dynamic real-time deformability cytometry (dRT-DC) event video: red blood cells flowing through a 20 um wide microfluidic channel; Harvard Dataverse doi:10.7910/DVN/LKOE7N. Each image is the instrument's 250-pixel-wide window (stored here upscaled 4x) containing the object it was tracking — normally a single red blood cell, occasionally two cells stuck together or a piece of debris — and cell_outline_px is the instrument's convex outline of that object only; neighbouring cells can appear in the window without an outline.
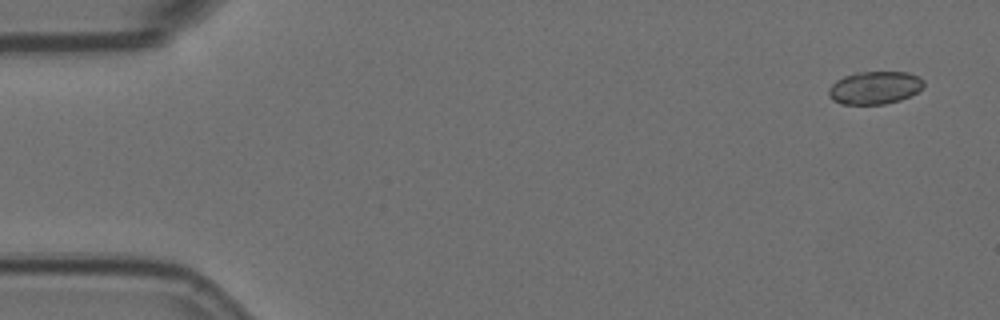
{"species": "Egyptian fruit bat (a non-hibernating species)", "species_latin": "Rousettus aegyptiacus", "temperature_condition": "room temperature", "stored_images_in_passage": 5, "camera_frame_rate_fps": 3000, "um_per_image_px": 0.085, "animal": {"sex": "female"}, "frame": {"image": 1, "passage_image": 1, "time_ms": 0.0, "image_size_px": [1000, 320], "cell_outline_px": [[924, 88], [900, 100], [884, 104], [840, 104], [832, 100], [828, 96], [828, 88], [836, 80], [844, 76], [860, 72], [908, 72], [924, 80]], "centroid_in_image_um": [74.33, 7.46], "position_along_channel_um": 10.7, "area_um2": 18.21}}
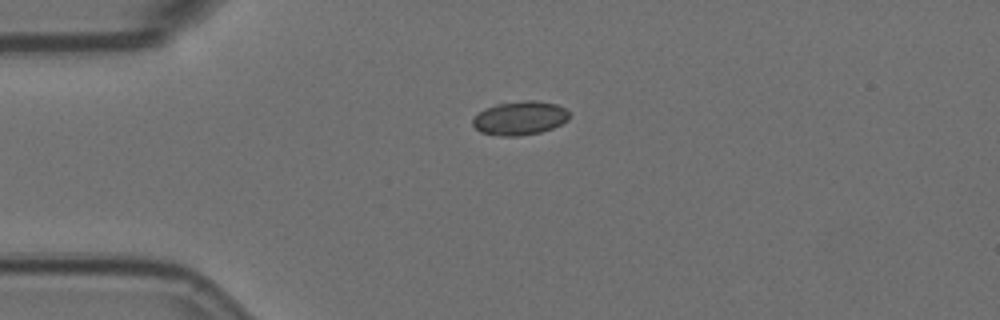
{"frame": {"image": 2, "passage_image": 3, "time_ms": 0.667, "image_size_px": [1000, 320], "cell_outline_px": [[568, 120], [552, 128], [540, 132], [516, 136], [500, 136], [480, 132], [472, 124], [472, 120], [484, 108], [496, 104], [524, 100], [532, 100], [556, 104], [564, 108], [568, 112]], "centroid_in_image_um": [44.17, 10.03], "position_along_channel_um": 40.8, "area_um2": 18.84}}
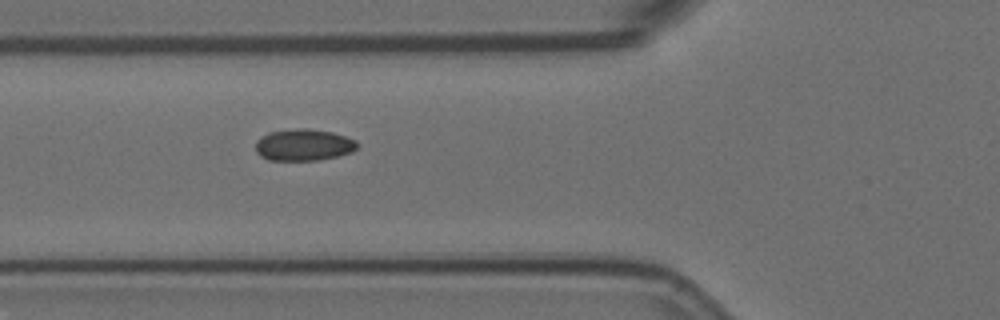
{"frame": {"image": 3, "passage_image": 5, "time_ms": 1.333, "image_size_px": [1000, 320], "cell_outline_px": [[360, 144], [352, 152], [336, 156], [316, 160], [268, 160], [260, 156], [256, 152], [256, 140], [268, 132], [300, 128], [304, 128], [332, 132], [356, 140]], "centroid_in_image_um": [25.8, 12.32], "position_along_channel_um": 100.0, "area_um2": 18.73}}